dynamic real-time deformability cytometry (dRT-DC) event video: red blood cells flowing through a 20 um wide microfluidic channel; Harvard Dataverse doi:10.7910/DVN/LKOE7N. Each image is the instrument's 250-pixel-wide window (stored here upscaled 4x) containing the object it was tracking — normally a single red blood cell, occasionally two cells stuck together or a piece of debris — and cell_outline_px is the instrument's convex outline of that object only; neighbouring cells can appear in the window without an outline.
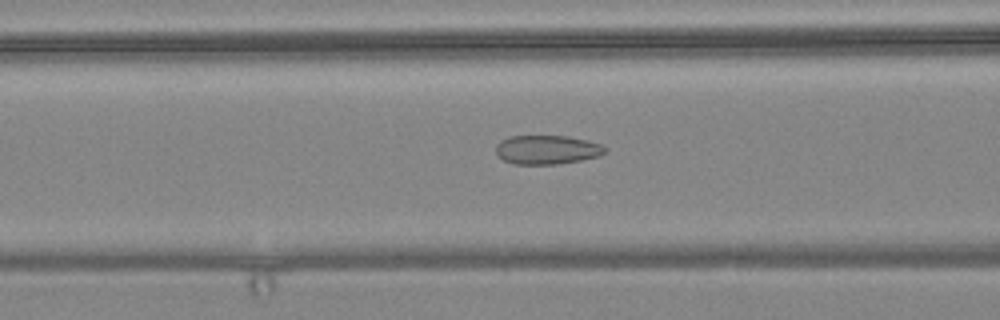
{"species": "common noctule bat (a hibernating species)", "species_latin": "Nyctalus noctula", "temperature_condition": "warm", "stored_images_in_passage": 53, "camera_frame_rate_fps": 3000, "um_per_image_px": 0.085, "animal": {"sex": "female", "body_mass_g": 24.6, "forearm_length_mm": 56.2}, "frame": {"image": 1, "passage_image": 19, "time_ms": 6.0, "image_size_px": [1000, 320], "cell_outline_px": [[608, 148], [600, 156], [580, 160], [556, 164], [512, 164], [496, 156], [496, 144], [500, 140], [508, 136], [568, 136], [588, 140], [600, 144]], "centroid_in_image_um": [46.47, 12.72], "position_along_channel_um": 120.1, "area_um2": 18.61}}
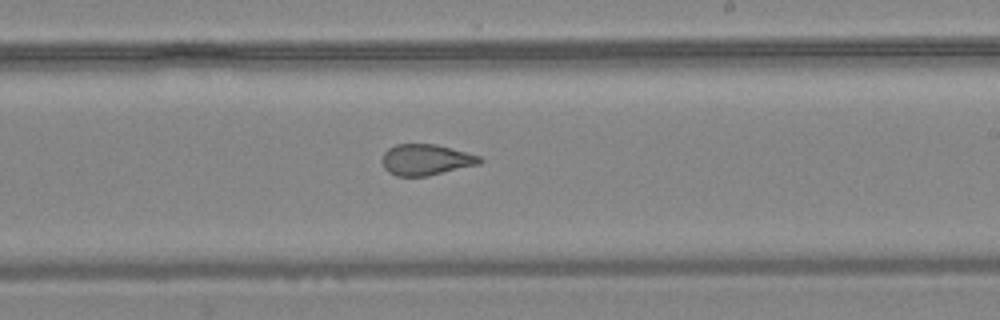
{"frame": {"image": 2, "passage_image": 30, "time_ms": 9.667, "image_size_px": [1000, 320], "cell_outline_px": [[484, 160], [480, 164], [428, 176], [396, 176], [388, 172], [384, 168], [380, 160], [384, 152], [388, 148], [396, 144], [436, 144], [480, 156]], "centroid_in_image_um": [36.18, 13.58], "position_along_channel_um": 252.8, "area_um2": 17.8}}
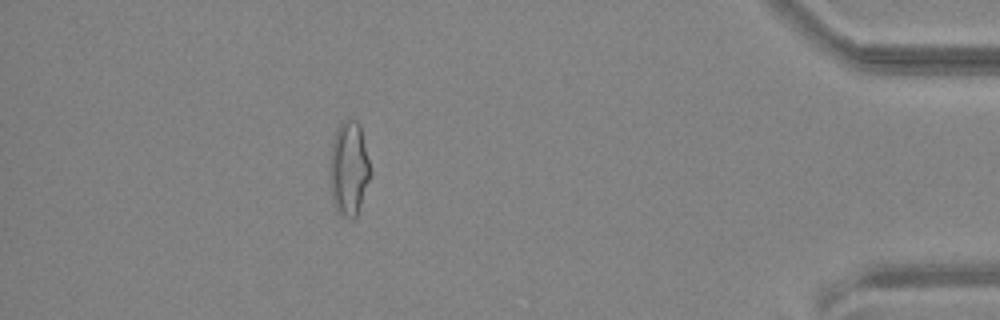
{"frame": {"image": 3, "passage_image": 47, "time_ms": 15.333, "image_size_px": [1000, 320], "cell_outline_px": [[372, 172], [356, 216], [352, 220], [340, 216], [336, 212], [332, 200], [328, 184], [328, 168], [332, 144], [336, 128], [344, 120], [356, 120], [360, 124]], "centroid_in_image_um": [29.62, 14.37], "position_along_channel_um": 405.6, "area_um2": 22.95}, "authors_computed_cell_mechanics": {"area_um2": 20.1722, "velocity_mm_per_s": 3.6196, "shape_relaxation_time_tau1_ms": null, "shape_relaxation_time_tau2_ms": 1.398, "deformation_change_tau1": null, "deformation_change_tau2": 0.0759}}